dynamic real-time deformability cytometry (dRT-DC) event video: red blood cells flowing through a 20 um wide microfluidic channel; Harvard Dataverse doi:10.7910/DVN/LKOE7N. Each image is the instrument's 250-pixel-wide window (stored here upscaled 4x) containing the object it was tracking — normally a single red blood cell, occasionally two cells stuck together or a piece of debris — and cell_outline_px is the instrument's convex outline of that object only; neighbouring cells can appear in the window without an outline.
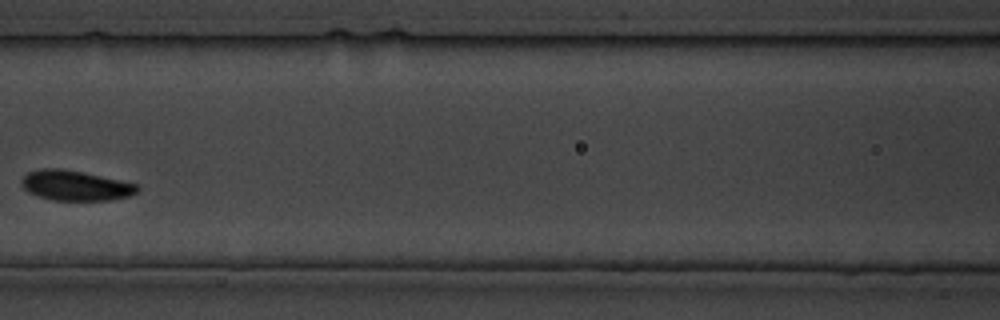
{"species": "common noctule bat (a hibernating species)", "species_latin": "Nyctalus noctula", "temperature_condition": "cold", "stored_images_in_passage": 10, "camera_frame_rate_fps": 3000, "um_per_image_px": 0.085, "animal": {"sex": "male", "body_mass_g": 19.5, "forearm_length_mm": 54.6}, "frame": {"image": 1, "passage_image": 9, "time_ms": 9.333, "image_size_px": [1000, 320], "cell_outline_px": [[140, 188], [136, 192], [128, 196], [108, 200], [52, 200], [36, 196], [28, 192], [20, 184], [20, 180], [28, 172], [40, 168], [56, 168], [84, 172], [140, 184]], "centroid_in_image_um": [6.4, 15.76], "position_along_channel_um": 160.2, "area_um2": 20.46}}